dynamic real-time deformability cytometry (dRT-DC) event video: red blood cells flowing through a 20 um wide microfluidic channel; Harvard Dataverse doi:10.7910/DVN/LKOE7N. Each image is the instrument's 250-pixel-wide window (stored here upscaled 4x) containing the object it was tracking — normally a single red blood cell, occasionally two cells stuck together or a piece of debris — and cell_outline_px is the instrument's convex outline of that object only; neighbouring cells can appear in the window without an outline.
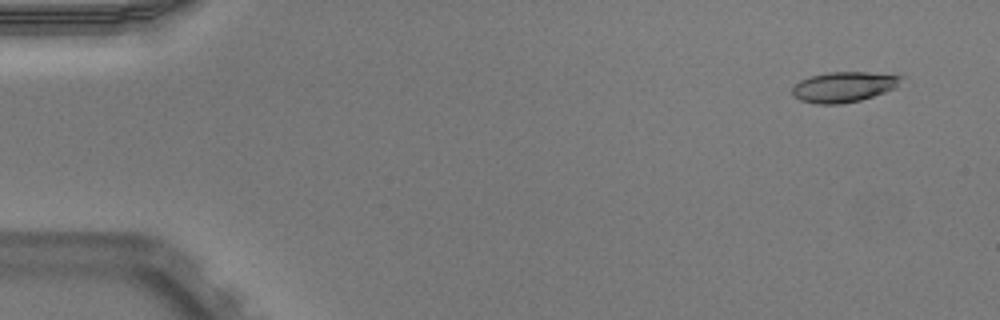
{"species": "Egyptian fruit bat (a non-hibernating species)", "species_latin": "Rousettus aegyptiacus", "temperature_condition": "warm", "stored_images_in_passage": 52, "camera_frame_rate_fps": 3000, "um_per_image_px": 0.085, "animal": {"sex": "male"}, "frame": {"image": 1, "passage_image": 4, "time_ms": 1.0, "image_size_px": [1000, 320], "cell_outline_px": [[904, 76], [896, 88], [860, 100], [840, 104], [816, 104], [800, 100], [792, 96], [792, 88], [800, 80], [812, 76], [828, 72], [868, 72]], "centroid_in_image_um": [71.7, 7.39], "position_along_channel_um": 13.3, "area_um2": 19.19}}
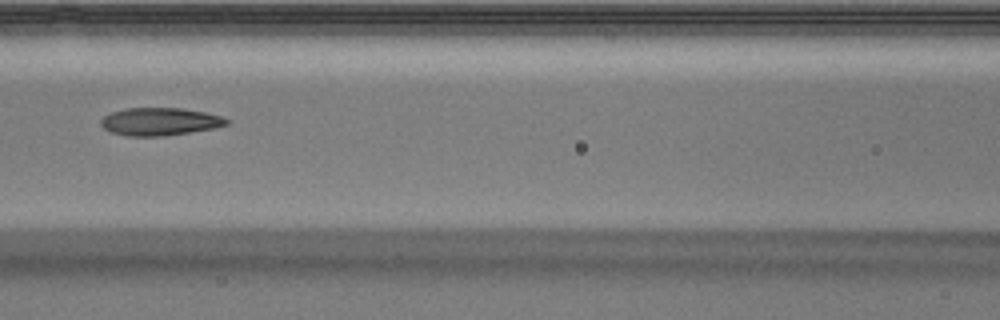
{"frame": {"image": 2, "passage_image": 24, "time_ms": 7.667, "image_size_px": [1000, 320], "cell_outline_px": [[228, 124], [212, 128], [188, 132], [160, 136], [128, 136], [112, 132], [104, 128], [100, 124], [100, 120], [104, 116], [112, 112], [124, 108], [180, 108], [204, 112], [220, 116], [228, 120]], "centroid_in_image_um": [13.53, 10.33], "position_along_channel_um": 153.1, "area_um2": 20.0}}
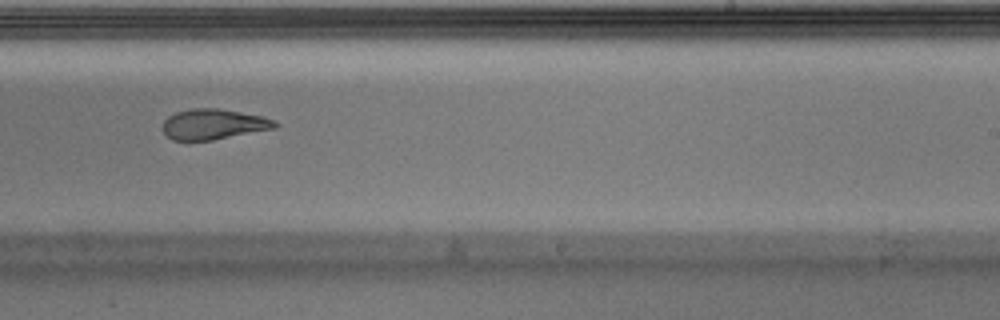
{"frame": {"image": 3, "passage_image": 33, "time_ms": 10.667, "image_size_px": [1000, 320], "cell_outline_px": [[276, 128], [212, 140], [172, 140], [164, 132], [164, 120], [168, 116], [176, 112], [192, 108], [220, 108], [260, 116], [272, 120], [276, 124]], "centroid_in_image_um": [18.11, 10.55], "position_along_channel_um": 270.9, "area_um2": 19.59}, "authors_computed_cell_mechanics": {"area_um2": 20.4901, "velocity_mm_per_s": 3.9391, "shape_relaxation_time_tau1_ms": null, "shape_relaxation_time_tau2_ms": 3.1156, "deformation_change_tau1": null, "deformation_change_tau2": 0.1184}}